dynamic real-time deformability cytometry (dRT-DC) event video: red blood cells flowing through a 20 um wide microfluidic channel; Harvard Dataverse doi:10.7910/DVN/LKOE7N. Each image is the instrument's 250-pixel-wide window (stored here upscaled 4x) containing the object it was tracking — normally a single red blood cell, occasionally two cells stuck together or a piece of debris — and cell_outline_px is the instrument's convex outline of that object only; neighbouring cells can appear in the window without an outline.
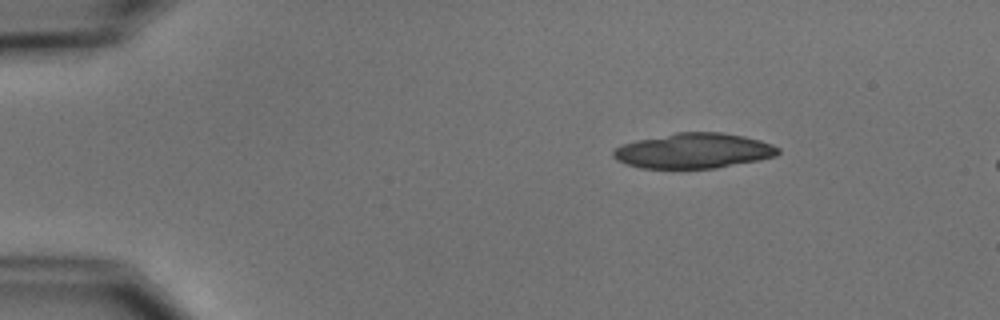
{"species": "common noctule bat (a hibernating species)", "species_latin": "Nyctalus noctula", "temperature_condition": "cold", "stored_images_in_passage": 4, "camera_frame_rate_fps": 3000, "um_per_image_px": 0.085, "animal": {"sex": "male", "body_mass_g": 15.6}, "frame": {"image": 1, "passage_image": 1, "time_ms": 0.0, "image_size_px": [1000, 320], "cell_outline_px": [[780, 152], [776, 156], [760, 160], [716, 168], [640, 168], [624, 164], [616, 160], [612, 156], [612, 152], [616, 148], [624, 144], [636, 140], [676, 132], [720, 132], [744, 136], [760, 140], [772, 144], [780, 148]], "centroid_in_image_um": [58.97, 12.82], "position_along_channel_um": 26.0, "area_um2": 33.93}}